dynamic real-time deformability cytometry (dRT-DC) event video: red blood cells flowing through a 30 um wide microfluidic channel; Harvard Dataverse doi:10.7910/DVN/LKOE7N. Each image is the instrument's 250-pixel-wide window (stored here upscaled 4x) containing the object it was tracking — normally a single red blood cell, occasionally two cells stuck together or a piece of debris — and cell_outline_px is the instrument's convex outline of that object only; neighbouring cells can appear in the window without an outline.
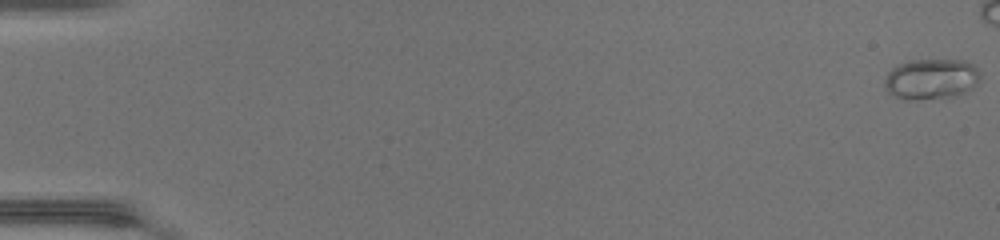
{"species": "common noctule bat (a hibernating species)", "species_latin": "Nyctalus noctula", "temperature_condition": "warm", "stored_images_in_passage": 44, "camera_frame_rate_fps": 3000, "um_per_image_px": 0.085, "animal": {"sex": "female", "body_mass_g": 17.0, "forearm_length_mm": 48.0}, "frame": {"image": 1, "passage_image": 1, "time_ms": 0.0, "image_size_px": [1000, 240], "cell_outline_px": [[980, 76], [976, 84], [972, 88], [956, 96], [908, 100], [896, 96], [888, 92], [884, 88], [884, 80], [888, 72], [892, 68], [908, 60], [964, 60], [972, 64], [980, 72]], "centroid_in_image_um": [79.13, 6.71], "position_along_channel_um": 5.9, "area_um2": 22.54}}
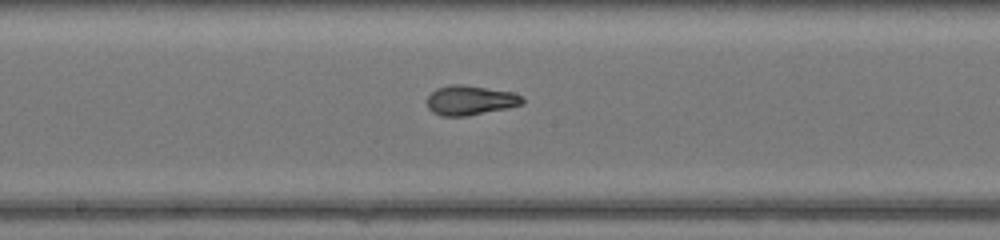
{"frame": {"image": 2, "passage_image": 28, "time_ms": 9.0, "image_size_px": [1000, 240], "cell_outline_px": [[524, 104], [508, 108], [468, 116], [440, 116], [432, 112], [428, 108], [428, 96], [436, 88], [448, 84], [464, 84], [512, 92], [524, 96]], "centroid_in_image_um": [39.99, 8.52], "position_along_channel_um": 208.2, "area_um2": 16.7}}
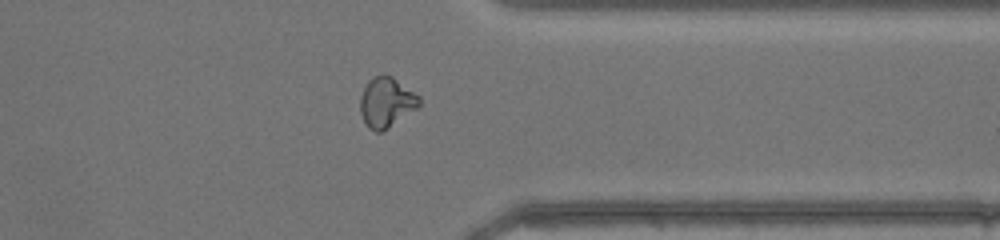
{"frame": {"image": 3, "passage_image": 40, "time_ms": 13.0, "image_size_px": [1000, 240], "cell_outline_px": [[420, 104], [416, 108], [380, 132], [376, 132], [368, 128], [360, 112], [360, 96], [368, 80], [372, 76], [392, 76], [420, 96]], "centroid_in_image_um": [32.82, 8.68], "position_along_channel_um": 378.6, "area_um2": 16.82}}